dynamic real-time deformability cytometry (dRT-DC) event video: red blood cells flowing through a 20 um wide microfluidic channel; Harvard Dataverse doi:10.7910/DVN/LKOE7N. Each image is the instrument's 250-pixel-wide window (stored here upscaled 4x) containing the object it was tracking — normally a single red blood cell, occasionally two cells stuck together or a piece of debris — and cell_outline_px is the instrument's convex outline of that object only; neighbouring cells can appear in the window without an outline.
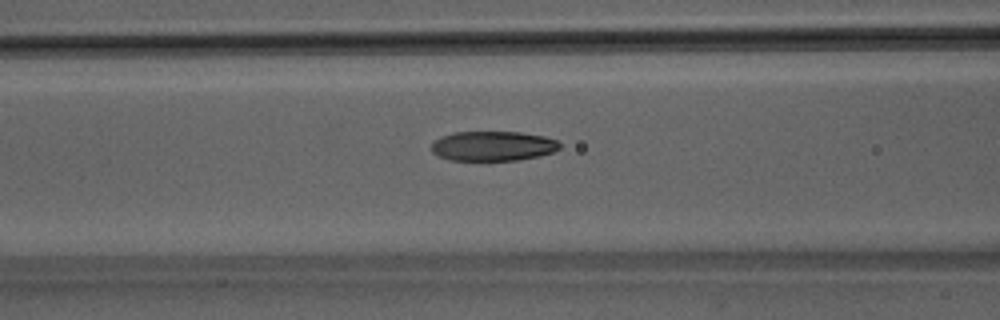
{"species": "Egyptian fruit bat (a non-hibernating species)", "species_latin": "Rousettus aegyptiacus", "temperature_condition": "room temperature", "stored_images_in_passage": 50, "camera_frame_rate_fps": 3000, "um_per_image_px": 0.085, "animal": {"sex": "male"}, "frame": {"image": 1, "passage_image": 21, "time_ms": 6.667, "image_size_px": [1000, 320], "cell_outline_px": [[560, 148], [552, 152], [540, 156], [520, 160], [452, 160], [440, 156], [432, 152], [432, 140], [452, 132], [520, 132], [544, 136], [556, 140], [560, 144]], "centroid_in_image_um": [41.9, 12.41], "position_along_channel_um": 124.7, "area_um2": 22.25}}
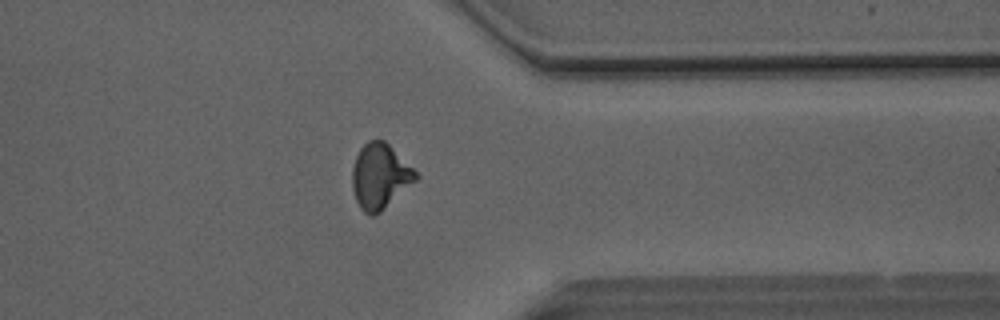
{"frame": {"image": 2, "passage_image": 40, "time_ms": 13.0, "image_size_px": [1000, 320], "cell_outline_px": [[420, 176], [416, 180], [380, 212], [372, 216], [364, 212], [360, 208], [356, 200], [352, 188], [352, 168], [356, 156], [360, 148], [368, 140], [384, 140]], "centroid_in_image_um": [32.27, 14.99], "position_along_channel_um": 379.1, "area_um2": 23.76}}
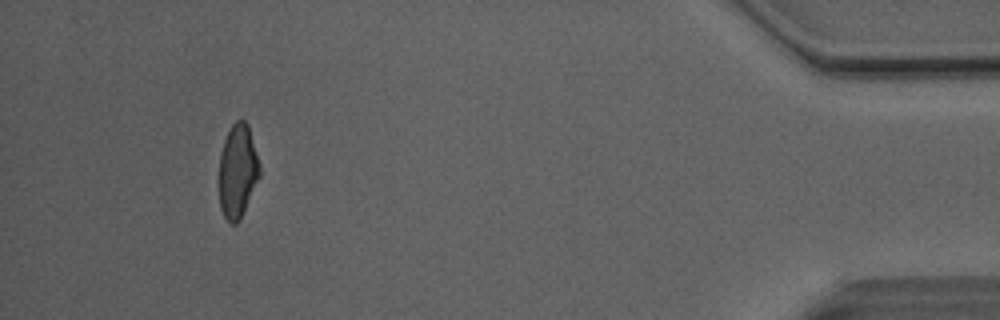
{"frame": {"image": 3, "passage_image": 47, "time_ms": 15.333, "image_size_px": [1000, 320], "cell_outline_px": [[260, 176], [240, 220], [236, 224], [228, 224], [220, 208], [220, 152], [224, 140], [232, 124], [236, 120], [244, 120], [248, 124], [260, 164]], "centroid_in_image_um": [20.21, 14.56], "position_along_channel_um": 415.0, "area_um2": 22.14}, "authors_computed_cell_mechanics": {"area_um2": 23.2645, "velocity_mm_per_s": 4.1136, "shape_relaxation_time_tau1_ms": 5.6845, "shape_relaxation_time_tau2_ms": 2.5108, "deformation_change_tau1": 0.1875, "deformation_change_tau2": 0.0938}}